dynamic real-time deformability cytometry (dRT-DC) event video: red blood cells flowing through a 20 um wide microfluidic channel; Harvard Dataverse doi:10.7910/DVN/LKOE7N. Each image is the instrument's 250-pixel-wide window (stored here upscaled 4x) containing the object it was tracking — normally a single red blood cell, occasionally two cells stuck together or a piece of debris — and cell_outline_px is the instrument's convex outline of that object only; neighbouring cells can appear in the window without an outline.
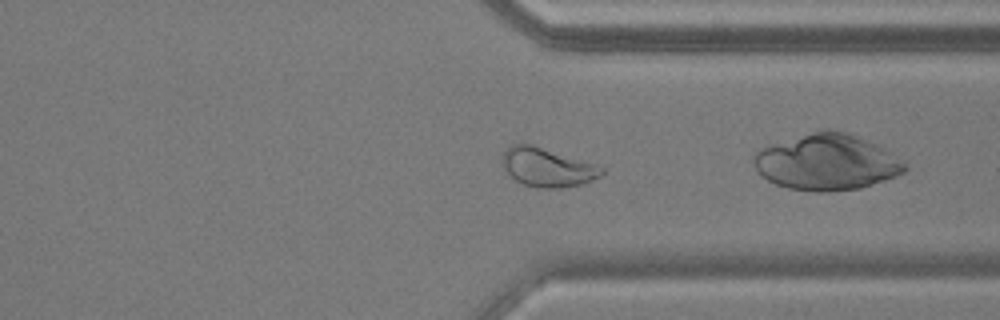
{"species": "common noctule bat (a hibernating species)", "species_latin": "Nyctalus noctula", "temperature_condition": "warm", "stored_images_in_passage": 46, "camera_frame_rate_fps": 3000, "um_per_image_px": 0.085, "animal": {"sex": "male", "body_mass_g": 17.9, "forearm_length_mm": 54.2}, "frame": {"image": 1, "passage_image": 33, "time_ms": 10.667, "image_size_px": [1000, 320], "cell_outline_px": [[604, 172], [600, 176], [584, 184], [560, 188], [536, 188], [524, 184], [516, 180], [504, 168], [504, 148], [512, 144], [532, 144], [596, 164], [604, 168]], "centroid_in_image_um": [46.55, 14.22], "position_along_channel_um": 364.8, "area_um2": 22.37}, "authors_computed_cell_mechanics": {"area_um2": 23.12, "velocity_mm_per_s": 3.7413, "shape_relaxation_time_tau1_ms": null, "shape_relaxation_time_tau2_ms": 1.5244, "deformation_change_tau1": null, "deformation_change_tau2": 0.0752}}